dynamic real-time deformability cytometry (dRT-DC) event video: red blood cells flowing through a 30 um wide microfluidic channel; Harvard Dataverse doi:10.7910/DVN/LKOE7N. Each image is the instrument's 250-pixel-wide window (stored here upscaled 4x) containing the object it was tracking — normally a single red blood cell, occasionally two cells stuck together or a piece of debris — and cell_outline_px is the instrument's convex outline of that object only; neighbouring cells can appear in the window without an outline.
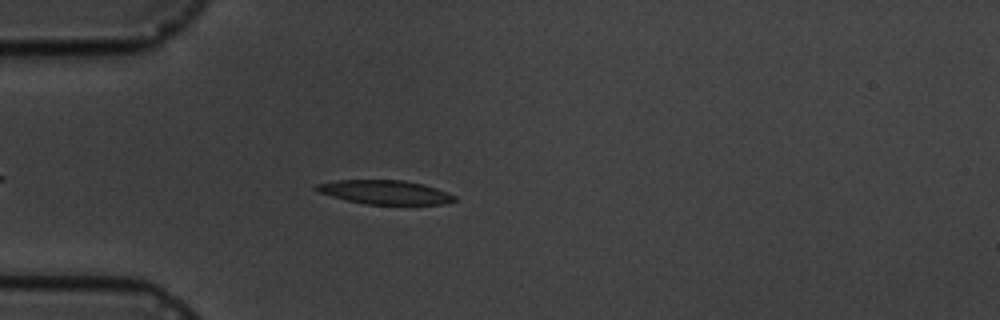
{"species": "common noctule bat (a hibernating species)", "species_latin": "Nyctalus noctula", "temperature_condition": "cold", "stored_images_in_passage": 4, "camera_frame_rate_fps": 3000, "um_per_image_px": 0.085, "animal": {"sex": "male", "body_mass_g": 19.5, "forearm_length_mm": 54.6}, "frame": {"image": 1, "passage_image": 4, "time_ms": 3.667, "image_size_px": [1000, 320], "cell_outline_px": [[456, 200], [444, 204], [364, 204], [332, 196], [320, 192], [312, 188], [316, 184], [336, 180], [404, 180], [424, 184], [436, 188], [456, 196]], "centroid_in_image_um": [32.72, 16.33], "position_along_channel_um": 52.3, "area_um2": 19.19}}